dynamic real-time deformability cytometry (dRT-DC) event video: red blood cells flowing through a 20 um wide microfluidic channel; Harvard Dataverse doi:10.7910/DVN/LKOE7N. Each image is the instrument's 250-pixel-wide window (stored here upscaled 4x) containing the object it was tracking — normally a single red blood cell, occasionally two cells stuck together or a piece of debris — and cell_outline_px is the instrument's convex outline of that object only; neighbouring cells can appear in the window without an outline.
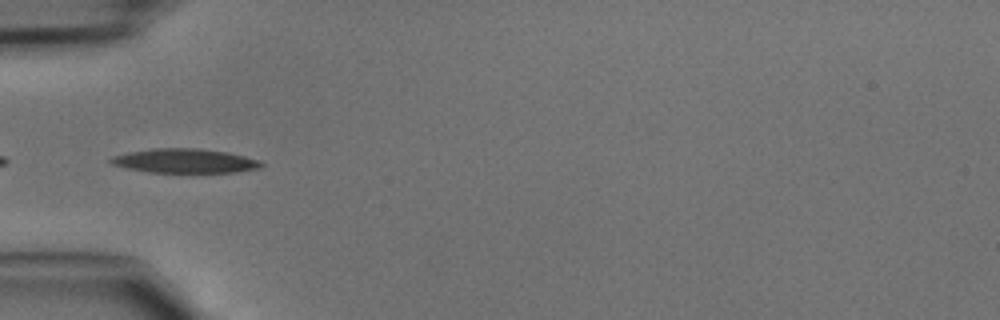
{"species": "common noctule bat (a hibernating species)", "species_latin": "Nyctalus noctula", "temperature_condition": "cold", "stored_images_in_passage": 11, "camera_frame_rate_fps": 3000, "um_per_image_px": 0.085, "animal": {"sex": "male", "body_mass_g": 15.6}, "frame": {"image": 1, "passage_image": 9, "time_ms": 2.667, "image_size_px": [1000, 320], "cell_outline_px": [[264, 164], [260, 168], [236, 172], [148, 172], [124, 168], [112, 164], [108, 160], [112, 156], [128, 152], [152, 148], [200, 148], [228, 152], [260, 160]], "centroid_in_image_um": [15.69, 13.67], "position_along_channel_um": 69.3, "area_um2": 21.39}}